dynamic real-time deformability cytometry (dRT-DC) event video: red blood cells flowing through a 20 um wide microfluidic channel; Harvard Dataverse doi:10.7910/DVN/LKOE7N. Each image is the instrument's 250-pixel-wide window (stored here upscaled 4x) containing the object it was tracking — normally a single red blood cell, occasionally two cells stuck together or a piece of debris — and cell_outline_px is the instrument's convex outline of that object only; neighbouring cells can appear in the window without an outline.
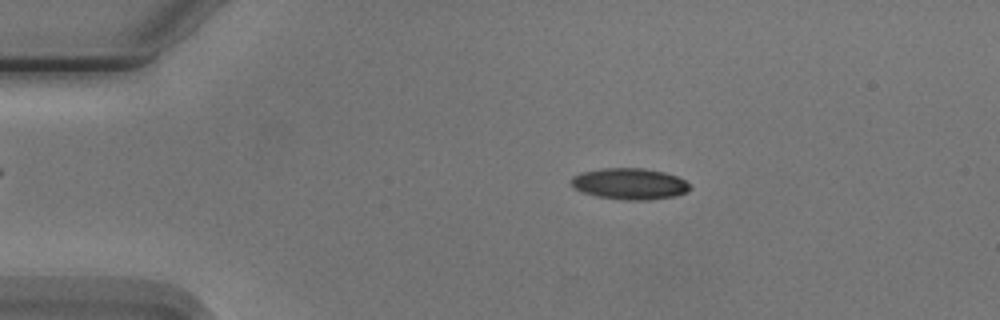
{"species": "Egyptian fruit bat (a non-hibernating species)", "species_latin": "Rousettus aegyptiacus", "temperature_condition": "cold", "stored_images_in_passage": 54, "camera_frame_rate_fps": 3000, "um_per_image_px": 0.085, "animal": {"sex": "male"}, "frame": {"image": 1, "passage_image": 10, "time_ms": 3.0, "image_size_px": [1000, 320], "cell_outline_px": [[692, 188], [688, 192], [676, 196], [648, 200], [624, 200], [596, 196], [584, 192], [576, 188], [572, 184], [572, 176], [580, 172], [604, 168], [644, 168], [664, 172], [676, 176], [692, 184]], "centroid_in_image_um": [53.58, 15.62], "position_along_channel_um": 31.4, "area_um2": 21.73}}
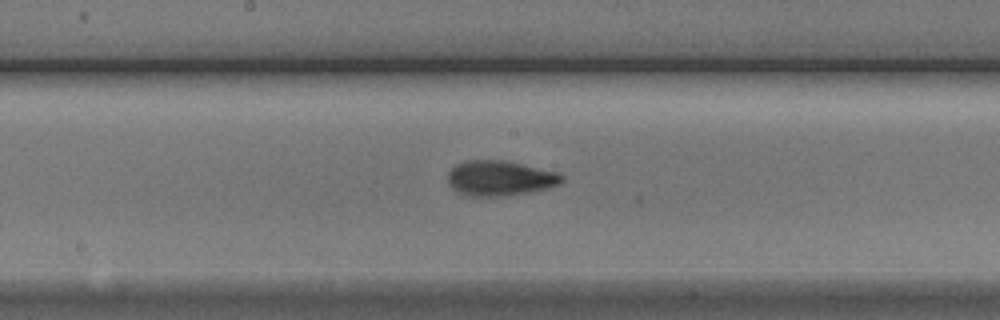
{"frame": {"image": 2, "passage_image": 28, "time_ms": 9.0, "image_size_px": [1000, 320], "cell_outline_px": [[564, 180], [560, 184], [552, 188], [508, 196], [468, 196], [452, 188], [448, 184], [448, 172], [456, 164], [464, 160], [504, 160], [560, 172], [564, 176]], "centroid_in_image_um": [42.54, 15.15], "position_along_channel_um": 205.7, "area_um2": 23.76}}
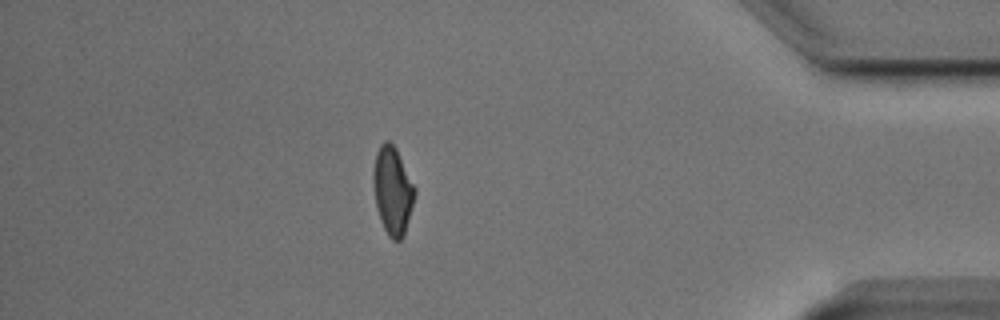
{"frame": {"image": 3, "passage_image": 47, "time_ms": 15.333, "image_size_px": [1000, 320], "cell_outline_px": [[416, 192], [404, 236], [400, 240], [392, 240], [388, 236], [380, 220], [376, 208], [372, 180], [372, 172], [376, 152], [380, 144], [384, 140], [388, 140], [396, 148], [416, 188]], "centroid_in_image_um": [33.35, 16.19], "position_along_channel_um": 401.8, "area_um2": 21.44}, "authors_computed_cell_mechanics": {"area_um2": 21.4727, "velocity_mm_per_s": 3.7615, "shape_relaxation_time_tau1_ms": 4.4172, "shape_relaxation_time_tau2_ms": 2.8407, "deformation_change_tau1": 0.1345, "deformation_change_tau2": 0.0915}}